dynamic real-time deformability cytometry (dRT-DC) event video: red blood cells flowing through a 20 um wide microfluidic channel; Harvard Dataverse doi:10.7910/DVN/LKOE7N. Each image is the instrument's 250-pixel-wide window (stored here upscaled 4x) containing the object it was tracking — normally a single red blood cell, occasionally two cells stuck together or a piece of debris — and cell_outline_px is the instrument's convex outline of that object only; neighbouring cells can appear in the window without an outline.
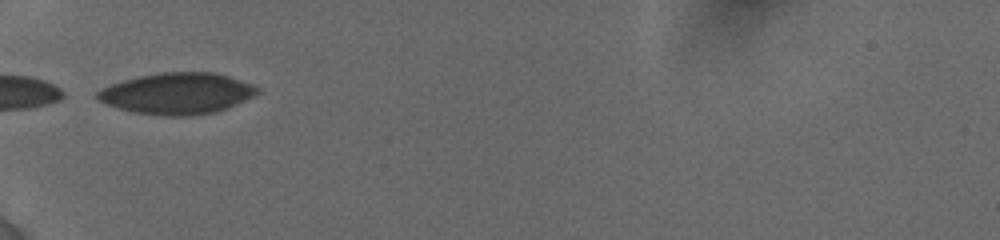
{"species": "human", "species_latin": "Homo sapiens", "temperature_condition": "cold", "stored_images_in_passage": 18, "camera_frame_rate_fps": 3000, "um_per_image_px": 0.085, "donor": {"sex": "female"}, "frame": {"image": 1, "passage_image": 1, "time_ms": 0.0, "image_size_px": [1000, 240], "cell_outline_px": [[260, 92], [228, 108], [216, 112], [188, 116], [164, 116], [132, 112], [108, 104], [100, 100], [96, 96], [96, 92], [100, 88], [124, 80], [140, 76], [160, 72], [212, 72], [228, 76], [252, 84], [260, 88]], "centroid_in_image_um": [15.07, 7.94], "position_along_channel_um": 69.9, "area_um2": 38.32}}
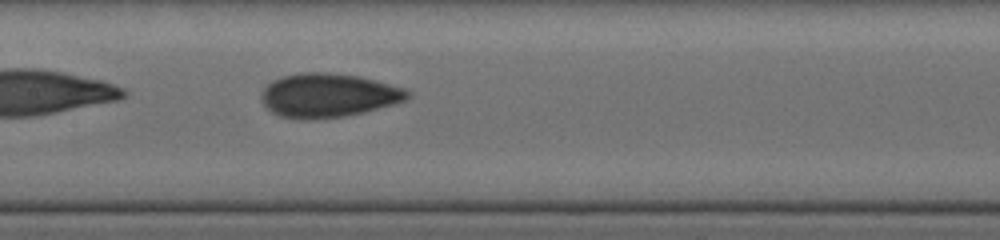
{"frame": {"image": 2, "passage_image": 8, "time_ms": 3.0, "image_size_px": [1000, 240], "cell_outline_px": [[412, 96], [404, 100], [392, 104], [344, 116], [308, 120], [280, 116], [272, 112], [264, 104], [260, 96], [264, 88], [272, 80], [280, 76], [300, 72], [328, 72], [360, 76], [376, 80], [404, 88], [412, 92]], "centroid_in_image_um": [27.88, 8.08], "position_along_channel_um": 179.5, "area_um2": 37.34}}
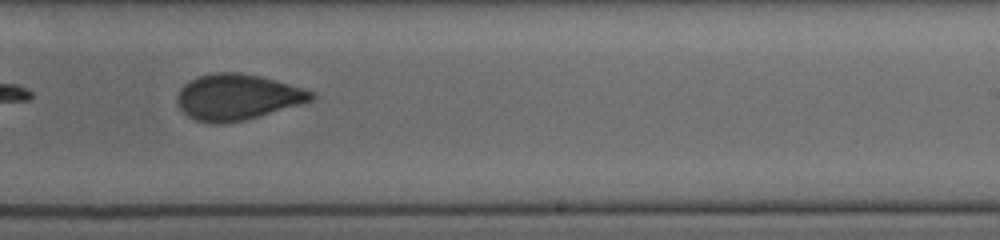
{"frame": {"image": 3, "passage_image": 16, "time_ms": 5.333, "image_size_px": [1000, 240], "cell_outline_px": [[316, 96], [312, 100], [300, 104], [244, 120], [220, 124], [212, 124], [196, 120], [188, 116], [180, 108], [176, 100], [180, 88], [184, 84], [200, 76], [216, 72], [240, 72], [260, 76], [304, 88], [316, 92]], "centroid_in_image_um": [20.18, 8.25], "position_along_channel_um": 268.8, "area_um2": 35.66}}